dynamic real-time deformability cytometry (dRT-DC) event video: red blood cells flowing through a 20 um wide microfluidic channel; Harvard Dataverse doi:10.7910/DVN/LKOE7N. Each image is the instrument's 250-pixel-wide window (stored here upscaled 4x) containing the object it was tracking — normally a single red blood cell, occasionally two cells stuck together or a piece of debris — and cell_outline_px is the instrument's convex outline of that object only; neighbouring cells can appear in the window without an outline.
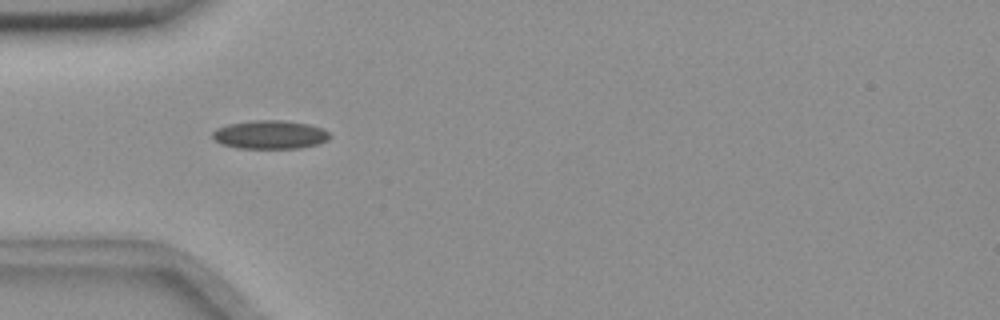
{"species": "common noctule bat (a hibernating species)", "species_latin": "Nyctalus noctula", "temperature_condition": "room temperature", "stored_images_in_passage": 8, "camera_frame_rate_fps": 3000, "um_per_image_px": 0.085, "animal": {"sex": "female", "body_mass_g": 18.4}, "frame": {"image": 1, "passage_image": 5, "time_ms": 4.667, "image_size_px": [1000, 320], "cell_outline_px": [[332, 136], [328, 140], [316, 144], [296, 148], [240, 148], [220, 144], [212, 136], [212, 132], [216, 128], [228, 124], [252, 120], [280, 120], [308, 124], [320, 128], [328, 132]], "centroid_in_image_um": [22.92, 11.44], "position_along_channel_um": 62.1, "area_um2": 19.36}}
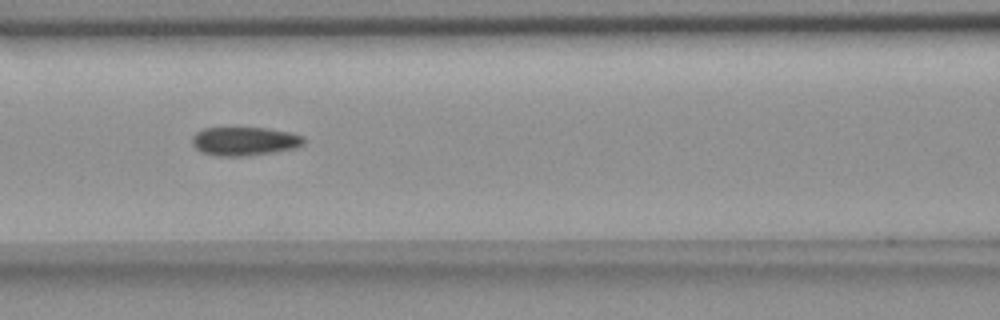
{"frame": {"image": 2, "passage_image": 7, "time_ms": 7.0, "image_size_px": [1000, 320], "cell_outline_px": [[304, 144], [296, 148], [272, 152], [244, 156], [216, 156], [200, 152], [192, 144], [192, 136], [196, 132], [204, 128], [268, 128], [288, 132], [304, 136]], "centroid_in_image_um": [20.76, 12.0], "position_along_channel_um": 145.8, "area_um2": 18.67}}
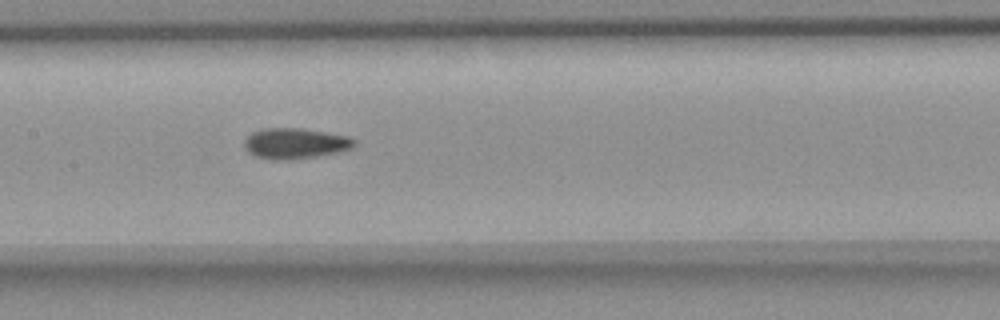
{"frame": {"image": 3, "passage_image": 8, "time_ms": 8.0, "image_size_px": [1000, 320], "cell_outline_px": [[356, 144], [352, 148], [336, 152], [316, 156], [288, 160], [272, 160], [256, 156], [248, 152], [244, 144], [244, 140], [252, 132], [264, 128], [300, 128], [348, 136], [356, 140]], "centroid_in_image_um": [25.08, 12.19], "position_along_channel_um": 182.3, "area_um2": 19.54}}